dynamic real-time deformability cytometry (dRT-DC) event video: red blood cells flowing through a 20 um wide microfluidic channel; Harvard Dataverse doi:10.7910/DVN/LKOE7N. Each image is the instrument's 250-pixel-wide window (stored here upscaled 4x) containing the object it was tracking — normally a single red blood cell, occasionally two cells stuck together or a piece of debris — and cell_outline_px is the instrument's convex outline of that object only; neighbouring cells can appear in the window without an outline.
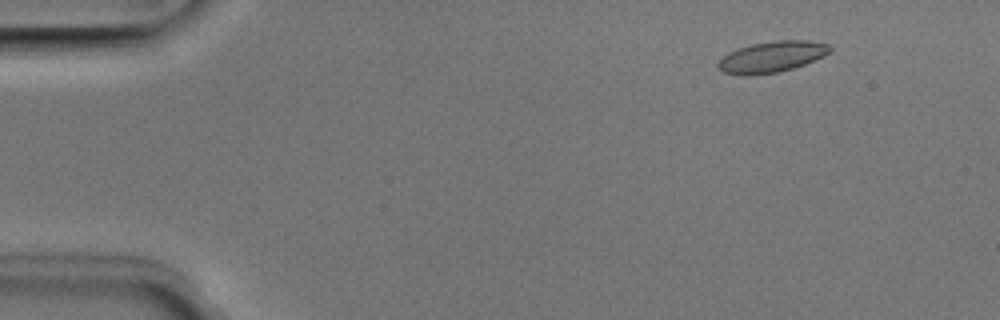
{"species": "Egyptian fruit bat (a non-hibernating species)", "species_latin": "Rousettus aegyptiacus", "temperature_condition": "room temperature", "stored_images_in_passage": 51, "camera_frame_rate_fps": 3000, "um_per_image_px": 0.085, "animal": {"sex": "male"}, "frame": {"image": 1, "passage_image": 6, "time_ms": 1.667, "image_size_px": [1000, 320], "cell_outline_px": [[832, 48], [828, 52], [804, 64], [780, 72], [752, 76], [740, 76], [724, 72], [716, 64], [728, 52], [752, 44], [776, 40], [808, 40], [828, 44]], "centroid_in_image_um": [65.56, 4.84], "position_along_channel_um": 19.4, "area_um2": 20.06}}
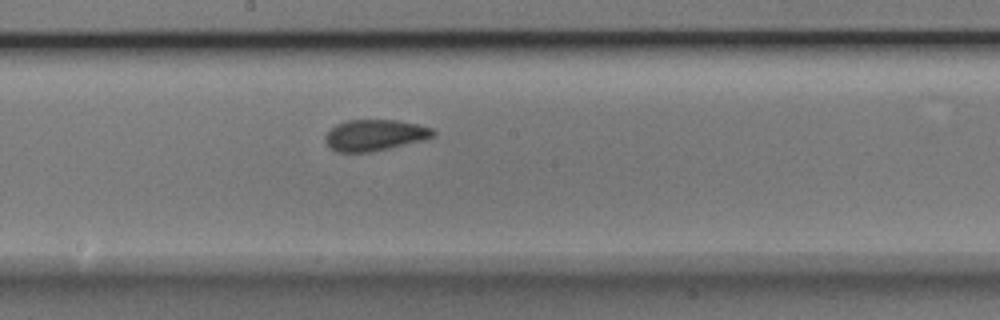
{"frame": {"image": 2, "passage_image": 28, "time_ms": 9.0, "image_size_px": [1000, 320], "cell_outline_px": [[436, 136], [424, 140], [388, 148], [368, 152], [336, 152], [328, 144], [324, 136], [336, 124], [348, 120], [396, 120], [416, 124], [432, 128], [436, 132]], "centroid_in_image_um": [31.88, 11.48], "position_along_channel_um": 216.3, "area_um2": 19.42}}
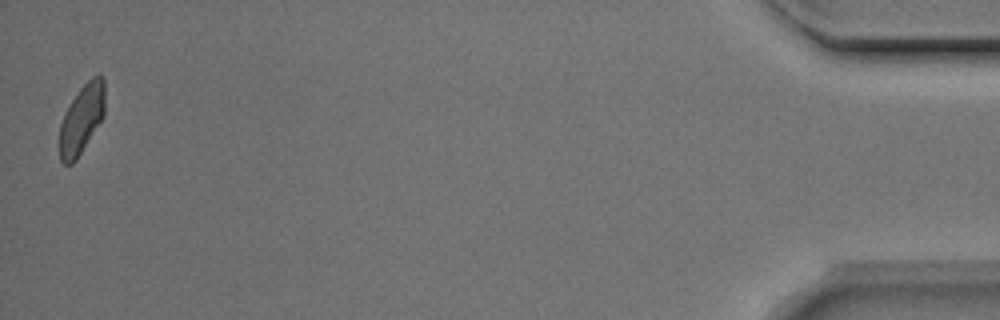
{"frame": {"image": 3, "passage_image": 51, "time_ms": 16.667, "image_size_px": [1000, 320], "cell_outline_px": [[104, 116], [76, 160], [72, 164], [64, 164], [60, 160], [60, 124], [72, 100], [80, 88], [92, 76], [104, 76]], "centroid_in_image_um": [6.95, 10.13], "position_along_channel_um": 428.2, "area_um2": 17.92}, "authors_computed_cell_mechanics": {"area_um2": 19.4786, "velocity_mm_per_s": 3.9555, "shape_relaxation_time_tau1_ms": 3.2687, "shape_relaxation_time_tau2_ms": 1.2379, "deformation_change_tau1": 0.1334, "deformation_change_tau2": 0.07}}